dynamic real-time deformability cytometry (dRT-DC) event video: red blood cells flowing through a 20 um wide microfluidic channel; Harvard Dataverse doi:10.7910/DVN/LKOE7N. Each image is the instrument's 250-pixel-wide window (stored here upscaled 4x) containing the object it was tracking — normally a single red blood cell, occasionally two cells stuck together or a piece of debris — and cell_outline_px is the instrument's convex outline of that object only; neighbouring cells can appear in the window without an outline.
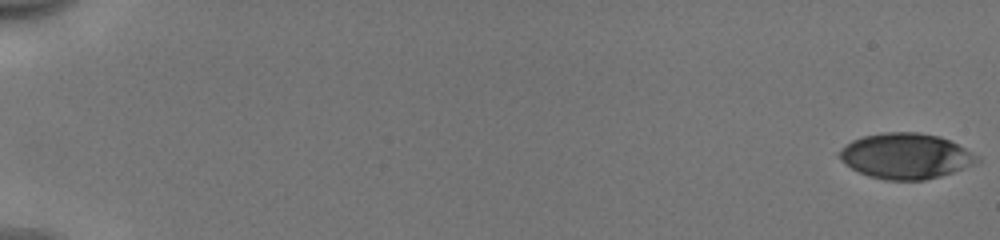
{"species": "human", "species_latin": "Homo sapiens", "temperature_condition": "cold", "stored_images_in_passage": 54, "camera_frame_rate_fps": 3000, "um_per_image_px": 0.085, "donor": {"sex": "male"}, "frame": {"image": 1, "passage_image": 1, "time_ms": 0.0, "image_size_px": [1000, 240], "cell_outline_px": [[980, 160], [972, 164], [952, 172], [940, 176], [924, 180], [884, 180], [868, 176], [844, 164], [840, 160], [840, 152], [852, 140], [864, 136], [884, 132], [916, 132], [940, 136], [980, 156]], "centroid_in_image_um": [76.98, 13.26], "position_along_channel_um": 8.0, "area_um2": 36.13}}
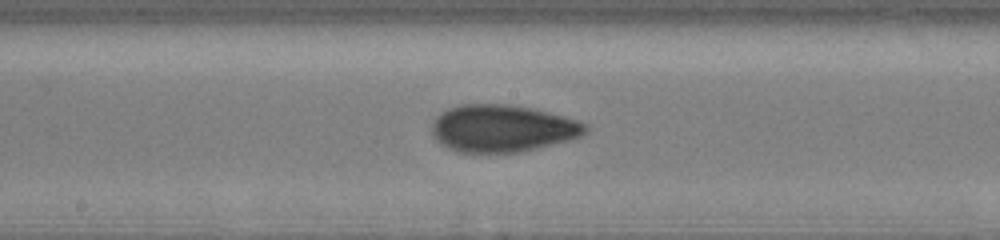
{"frame": {"image": 2, "passage_image": 31, "time_ms": 10.0, "image_size_px": [1000, 240], "cell_outline_px": [[588, 132], [580, 136], [568, 140], [520, 152], [456, 152], [440, 144], [436, 140], [432, 132], [432, 120], [440, 112], [448, 108], [460, 104], [508, 104], [532, 108], [564, 116], [588, 124]], "centroid_in_image_um": [42.67, 10.9], "position_along_channel_um": 205.5, "area_um2": 42.37}}
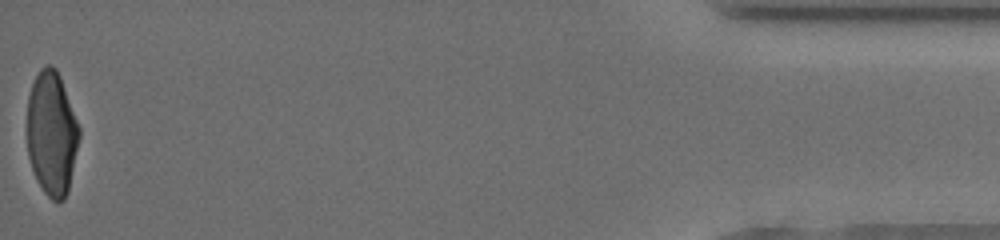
{"frame": {"image": 3, "passage_image": 54, "time_ms": 17.667, "image_size_px": [1000, 240], "cell_outline_px": [[80, 136], [68, 192], [64, 200], [52, 200], [44, 192], [36, 180], [28, 156], [28, 96], [32, 84], [40, 68], [44, 64], [52, 64], [56, 68], [60, 76], [80, 128]], "centroid_in_image_um": [4.4, 11.33], "position_along_channel_um": 430.8, "area_um2": 37.69}, "authors_computed_cell_mechanics": {"area_um2": 39.015, "velocity_mm_per_s": 3.9887, "shape_relaxation_time_tau1_ms": 4.239, "shape_relaxation_time_tau2_ms": 1.5791, "deformation_change_tau1": 0.165, "deformation_change_tau2": 0.0724}}